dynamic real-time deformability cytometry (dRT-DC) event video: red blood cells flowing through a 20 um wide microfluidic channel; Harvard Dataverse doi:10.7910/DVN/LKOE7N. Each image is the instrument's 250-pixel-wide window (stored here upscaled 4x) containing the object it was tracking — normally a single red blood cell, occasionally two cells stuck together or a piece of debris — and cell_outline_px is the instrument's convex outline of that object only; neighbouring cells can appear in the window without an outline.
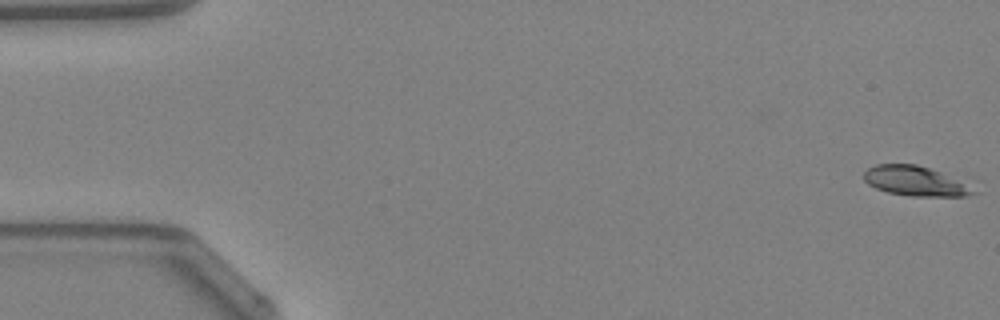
{"species": "Egyptian fruit bat (a non-hibernating species)", "species_latin": "Rousettus aegyptiacus", "temperature_condition": "warm", "stored_images_in_passage": 48, "camera_frame_rate_fps": 3000, "um_per_image_px": 0.085, "animal": {"sex": "female"}, "frame": {"image": 1, "passage_image": 1, "time_ms": 0.0, "image_size_px": [1000, 320], "cell_outline_px": [[976, 192], [964, 196], [912, 196], [888, 192], [876, 188], [868, 184], [864, 180], [864, 172], [868, 168], [876, 164], [916, 164], [940, 172]], "centroid_in_image_um": [77.65, 15.38], "position_along_channel_um": 7.3, "area_um2": 18.21}}
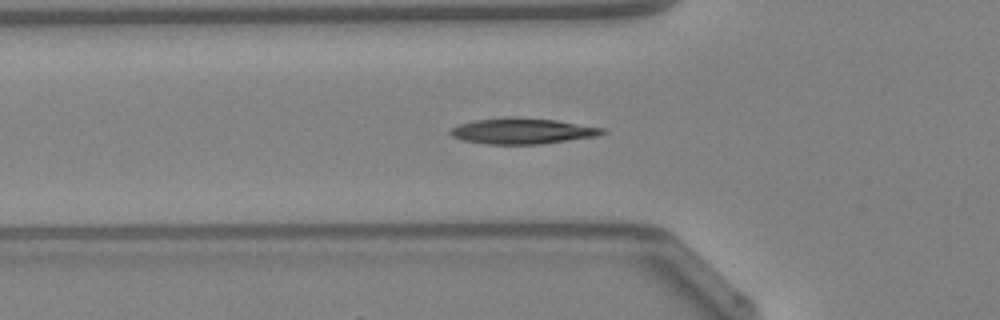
{"frame": {"image": 2, "passage_image": 17, "time_ms": 5.333, "image_size_px": [1000, 320], "cell_outline_px": [[604, 132], [596, 136], [540, 144], [484, 144], [464, 140], [452, 136], [448, 132], [452, 128], [460, 124], [476, 120], [504, 116], [508, 116], [556, 120], [604, 128]], "centroid_in_image_um": [44.36, 11.13], "position_along_channel_um": 81.4, "area_um2": 22.72}}
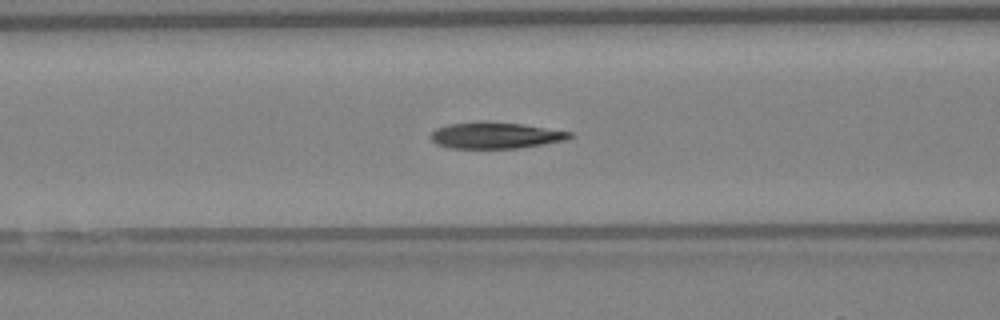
{"frame": {"image": 3, "passage_image": 20, "time_ms": 6.333, "image_size_px": [1000, 320], "cell_outline_px": [[576, 136], [568, 140], [520, 148], [448, 148], [436, 144], [428, 136], [436, 128], [448, 124], [480, 120], [488, 120], [520, 124], [572, 132]], "centroid_in_image_um": [42.11, 11.5], "position_along_channel_um": 124.5, "area_um2": 21.79}, "authors_computed_cell_mechanics": {"area_um2": 21.5305, "velocity_mm_per_s": 4.2687, "shape_relaxation_time_tau1_ms": 5.0739, "shape_relaxation_time_tau2_ms": 4.3522, "deformation_change_tau1": 0.1787, "deformation_change_tau2": 0.1096}}